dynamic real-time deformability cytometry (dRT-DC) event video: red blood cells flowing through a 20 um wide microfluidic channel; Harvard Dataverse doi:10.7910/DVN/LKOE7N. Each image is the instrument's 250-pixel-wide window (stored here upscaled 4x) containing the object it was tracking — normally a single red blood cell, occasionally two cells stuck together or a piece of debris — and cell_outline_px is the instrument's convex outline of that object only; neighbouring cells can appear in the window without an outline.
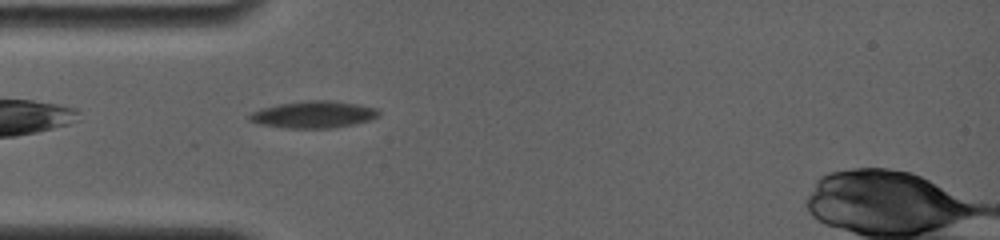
{"species": "common noctule bat (a hibernating species)", "species_latin": "Nyctalus noctula", "temperature_condition": "room temperature", "stored_images_in_passage": 48, "camera_frame_rate_fps": 4000, "um_per_image_px": 0.085, "animal": {"sex": "female", "body_mass_g": 19.0, "forearm_length_mm": 56.7}, "frame": {"image": 1, "passage_image": 3, "time_ms": 0.75, "image_size_px": [1000, 240], "cell_outline_px": [[380, 116], [372, 120], [332, 128], [288, 128], [260, 124], [248, 120], [248, 116], [252, 112], [260, 108], [280, 104], [312, 100], [332, 100], [356, 104], [376, 108], [380, 112]], "centroid_in_image_um": [26.67, 9.73], "position_along_channel_um": 58.3, "area_um2": 20.23}}
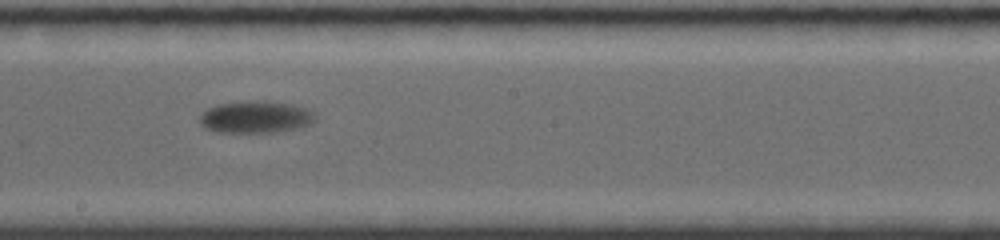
{"frame": {"image": 2, "passage_image": 20, "time_ms": 5.5, "image_size_px": [1000, 240], "cell_outline_px": [[316, 120], [312, 124], [300, 128], [276, 132], [220, 132], [204, 128], [200, 124], [200, 116], [208, 108], [216, 104], [292, 104], [312, 108], [316, 116]], "centroid_in_image_um": [21.81, 10.01], "position_along_channel_um": 226.4, "area_um2": 20.81}}
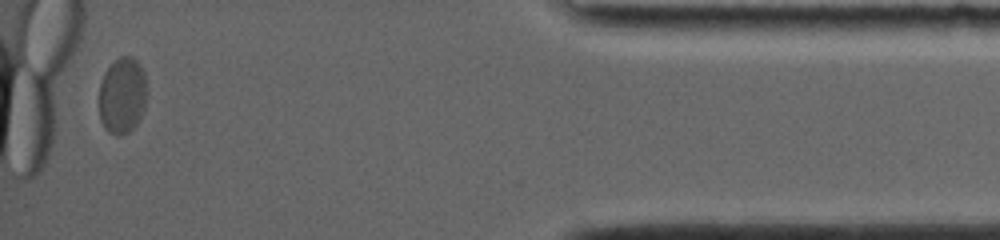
{"frame": {"image": 3, "passage_image": 45, "time_ms": 12.5, "image_size_px": [1000, 240], "cell_outline_px": [[148, 92], [144, 108], [136, 124], [128, 132], [108, 132], [104, 128], [100, 120], [100, 84], [104, 72], [120, 56], [132, 56], [140, 64], [144, 72]], "centroid_in_image_um": [10.42, 8.07], "position_along_channel_um": 424.8, "area_um2": 21.1}, "authors_computed_cell_mechanics": {"area_um2": 21.0681, "velocity_mm_per_s": 3.5735, "shape_relaxation_time_tau1_ms": 4.911, "shape_relaxation_time_tau2_ms": null, "deformation_change_tau1": 0.116, "deformation_change_tau2": null}}